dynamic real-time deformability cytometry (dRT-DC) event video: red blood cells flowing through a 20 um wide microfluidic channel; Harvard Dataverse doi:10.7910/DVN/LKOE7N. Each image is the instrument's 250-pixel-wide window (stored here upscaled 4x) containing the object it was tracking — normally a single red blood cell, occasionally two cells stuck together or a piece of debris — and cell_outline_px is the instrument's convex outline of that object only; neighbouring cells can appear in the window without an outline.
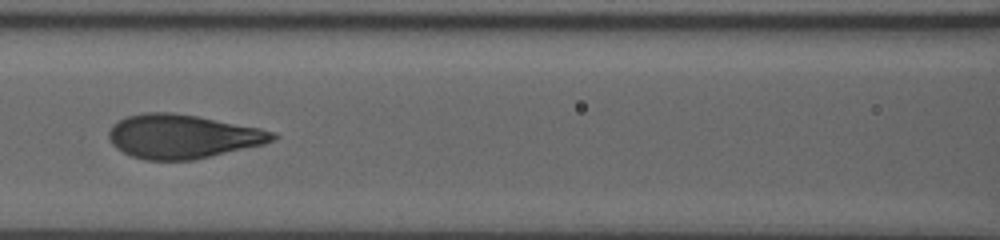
{"species": "human", "species_latin": "Homo sapiens", "temperature_condition": "room temperature", "stored_images_in_passage": 18, "camera_frame_rate_fps": 3000, "um_per_image_px": 0.085, "donor": {"sex": "male"}, "frame": {"image": 1, "passage_image": 16, "time_ms": 8.0, "image_size_px": [1000, 240], "cell_outline_px": [[280, 136], [264, 144], [192, 160], [144, 160], [132, 156], [116, 148], [112, 144], [108, 136], [108, 132], [120, 120], [128, 116], [144, 112], [172, 112], [196, 116], [260, 128], [276, 132]], "centroid_in_image_um": [15.53, 11.6], "position_along_channel_um": 151.1, "area_um2": 41.62}}
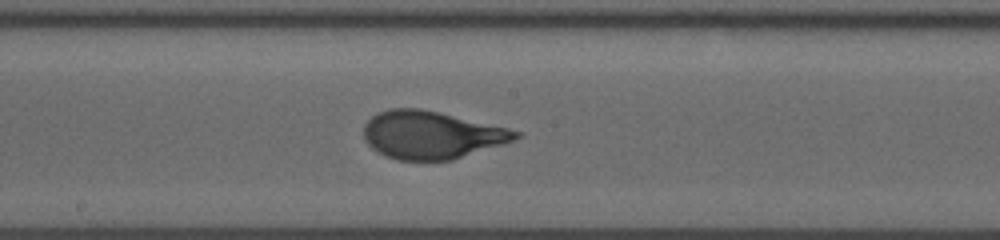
{"frame": {"image": 2, "passage_image": 18, "time_ms": 9.667, "image_size_px": [1000, 240], "cell_outline_px": [[524, 132], [520, 136], [504, 144], [452, 160], [400, 160], [384, 156], [372, 148], [364, 140], [364, 124], [372, 116], [388, 108], [420, 108], [440, 112], [508, 128]], "centroid_in_image_um": [36.67, 11.46], "position_along_channel_um": 211.5, "area_um2": 42.31}}